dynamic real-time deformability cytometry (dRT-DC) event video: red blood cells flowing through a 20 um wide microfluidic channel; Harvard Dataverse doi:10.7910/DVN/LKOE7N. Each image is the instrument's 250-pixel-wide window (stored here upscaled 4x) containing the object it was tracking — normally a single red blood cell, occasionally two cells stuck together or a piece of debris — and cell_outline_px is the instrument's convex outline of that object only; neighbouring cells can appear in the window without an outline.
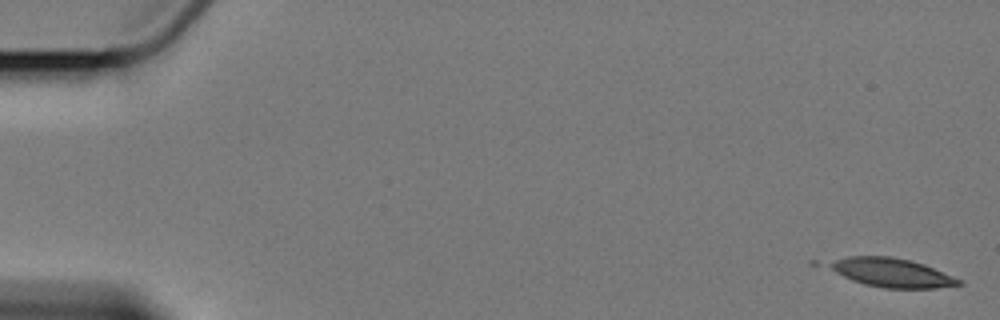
{"species": "Egyptian fruit bat (a non-hibernating species)", "species_latin": "Rousettus aegyptiacus", "temperature_condition": "cold", "stored_images_in_passage": 7, "camera_frame_rate_fps": 3000, "um_per_image_px": 0.085, "animal": {"sex": "female"}, "frame": {"image": 1, "passage_image": 1, "time_ms": 0.0, "image_size_px": [1000, 320], "cell_outline_px": [[964, 284], [936, 288], [884, 288], [864, 284], [852, 280], [836, 272], [824, 264], [848, 256], [892, 256], [924, 264], [960, 280]], "centroid_in_image_um": [75.77, 23.17], "position_along_channel_um": 9.2, "area_um2": 21.5}}
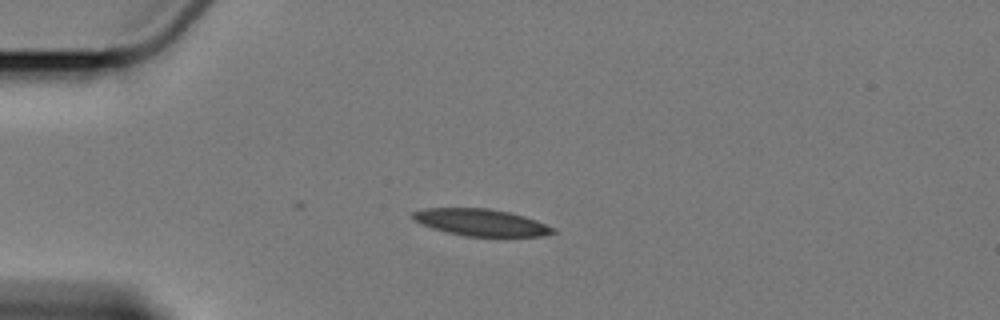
{"frame": {"image": 2, "passage_image": 5, "time_ms": 4.667, "image_size_px": [1000, 320], "cell_outline_px": [[556, 232], [544, 236], [464, 236], [432, 228], [416, 220], [412, 216], [412, 212], [424, 208], [488, 208], [508, 212], [524, 216], [536, 220], [556, 228]], "centroid_in_image_um": [40.93, 18.9], "position_along_channel_um": 44.1, "area_um2": 21.79}}
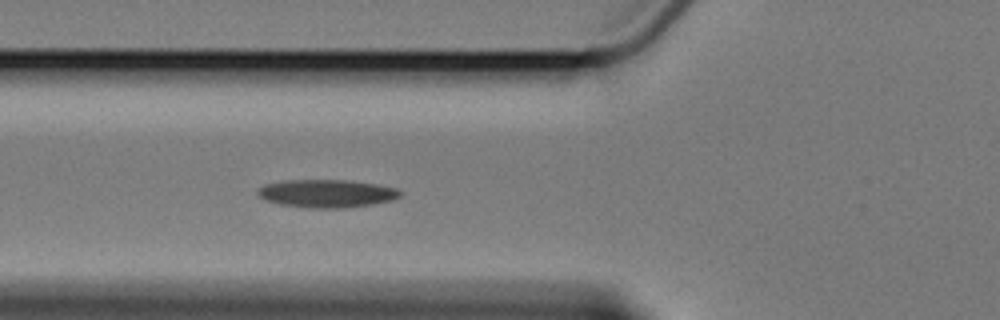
{"frame": {"image": 3, "passage_image": 7, "time_ms": 7.0, "image_size_px": [1000, 320], "cell_outline_px": [[400, 196], [392, 200], [372, 204], [344, 208], [308, 208], [280, 204], [264, 200], [256, 196], [256, 188], [264, 184], [284, 180], [344, 180], [372, 184], [396, 188], [400, 192]], "centroid_in_image_um": [27.66, 16.45], "position_along_channel_um": 98.1, "area_um2": 23.24}}